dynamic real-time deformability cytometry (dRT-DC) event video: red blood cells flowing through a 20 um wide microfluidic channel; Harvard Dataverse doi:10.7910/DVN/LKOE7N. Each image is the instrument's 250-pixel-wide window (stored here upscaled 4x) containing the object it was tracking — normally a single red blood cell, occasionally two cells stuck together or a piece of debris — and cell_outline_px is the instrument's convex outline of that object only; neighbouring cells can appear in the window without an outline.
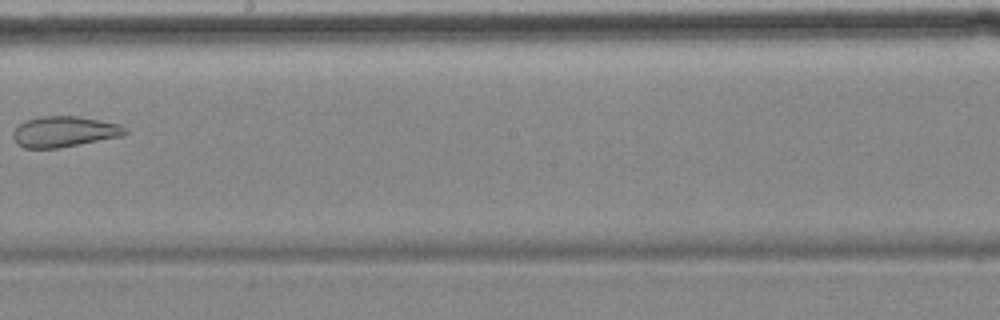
{"species": "common noctule bat (a hibernating species)", "species_latin": "Nyctalus noctula", "temperature_condition": "cold", "stored_images_in_passage": 10, "camera_frame_rate_fps": 3000, "um_per_image_px": 0.085, "animal": {"sex": "female", "body_mass_g": 18.4}, "frame": {"image": 1, "passage_image": 9, "time_ms": 10.333, "image_size_px": [1000, 320], "cell_outline_px": [[128, 132], [120, 136], [56, 148], [24, 148], [16, 144], [12, 136], [12, 132], [24, 120], [40, 116], [80, 116], [120, 124], [128, 128]], "centroid_in_image_um": [5.43, 11.17], "position_along_channel_um": 242.8, "area_um2": 20.06}}